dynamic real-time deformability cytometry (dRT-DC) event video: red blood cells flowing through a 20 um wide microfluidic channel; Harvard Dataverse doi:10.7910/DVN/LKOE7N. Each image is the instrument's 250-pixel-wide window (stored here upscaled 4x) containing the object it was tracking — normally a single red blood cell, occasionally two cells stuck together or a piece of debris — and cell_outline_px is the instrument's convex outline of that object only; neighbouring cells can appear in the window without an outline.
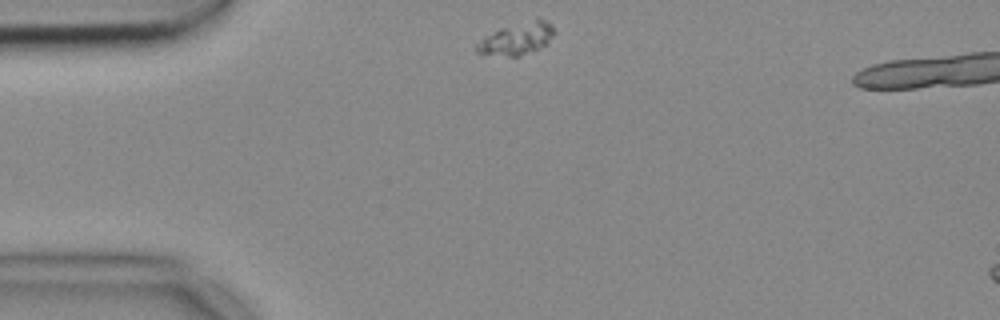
{"species": "common noctule bat (a hibernating species)", "species_latin": "Nyctalus noctula", "temperature_condition": "cold", "stored_images_in_passage": 40, "segment_of_instrument_passage": [1, 2], "camera_frame_rate_fps": 3000, "um_per_image_px": 0.085, "animal": {"sex": "female", "body_mass_g": 18.4}, "frame": {"image": 1, "passage_image": 1, "time_ms": 0.0, "image_size_px": [1000, 320], "cell_outline_px": [[556, 32], [540, 48], [520, 56], [508, 56], [476, 52], [476, 44], [484, 36], [500, 28], [536, 20], [544, 20], [552, 24]], "centroid_in_image_um": [43.92, 3.31], "position_along_channel_um": 41.1, "area_um2": 13.99}}
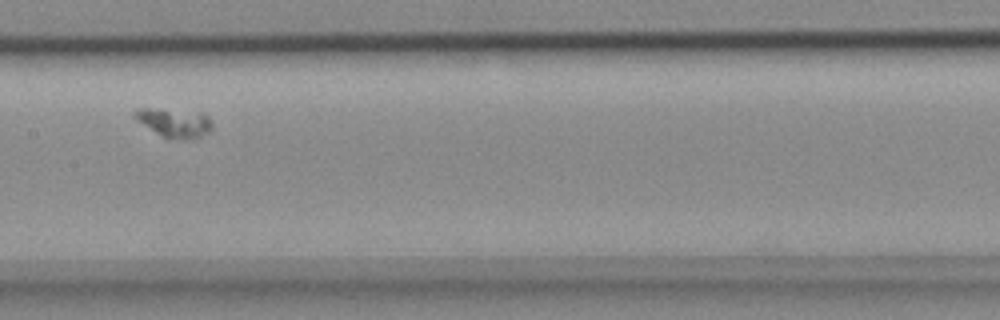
{"frame": {"image": 2, "passage_image": 16, "time_ms": 5.0, "image_size_px": [1000, 320], "cell_outline_px": [[212, 128], [208, 132], [200, 136], [188, 140], [168, 140], [136, 120], [132, 116], [132, 112], [136, 108], [160, 108], [204, 112], [212, 120]], "centroid_in_image_um": [14.81, 10.42], "position_along_channel_um": 192.6, "area_um2": 13.58}}
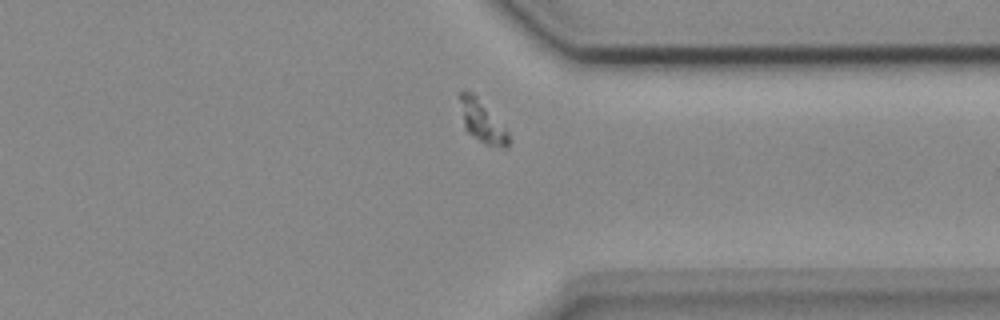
{"frame": {"image": 3, "passage_image": 31, "time_ms": 10.0, "image_size_px": [1000, 320], "cell_outline_px": [[512, 140], [508, 148], [504, 148], [484, 144], [468, 132], [464, 128], [460, 100], [460, 92], [464, 88], [472, 92], [476, 96], [508, 132]], "centroid_in_image_um": [41.0, 10.36], "position_along_channel_um": 370.4, "area_um2": 11.73}}